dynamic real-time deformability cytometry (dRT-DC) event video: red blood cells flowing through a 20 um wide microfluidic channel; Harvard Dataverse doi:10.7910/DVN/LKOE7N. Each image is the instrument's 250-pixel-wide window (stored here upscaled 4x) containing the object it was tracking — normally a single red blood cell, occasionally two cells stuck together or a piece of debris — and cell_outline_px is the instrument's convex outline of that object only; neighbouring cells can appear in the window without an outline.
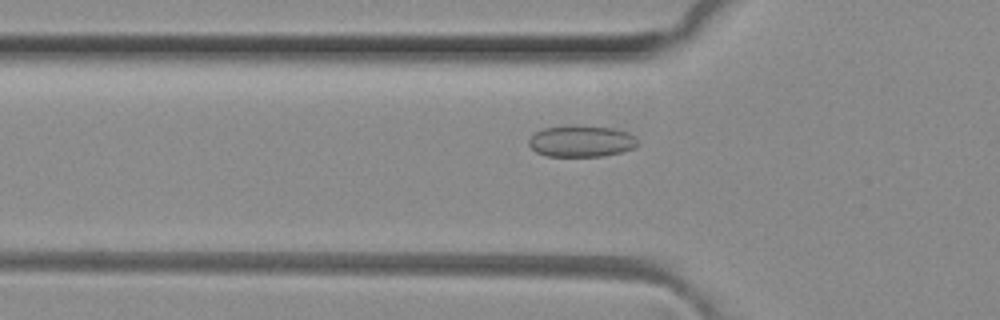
{"species": "common noctule bat (a hibernating species)", "species_latin": "Nyctalus noctula", "temperature_condition": "room temperature", "stored_images_in_passage": 33, "camera_frame_rate_fps": 3000, "um_per_image_px": 0.085, "animal": {"sex": "female", "body_mass_g": 29.2, "forearm_length_mm": 56.3}, "frame": {"image": 1, "passage_image": 6, "time_ms": 1.667, "image_size_px": [1000, 320], "cell_outline_px": [[640, 144], [636, 148], [604, 156], [548, 156], [536, 152], [528, 144], [528, 140], [536, 132], [544, 128], [612, 128], [628, 132], [636, 136], [640, 140]], "centroid_in_image_um": [49.49, 12.05], "position_along_channel_um": 76.3, "area_um2": 19.36}}
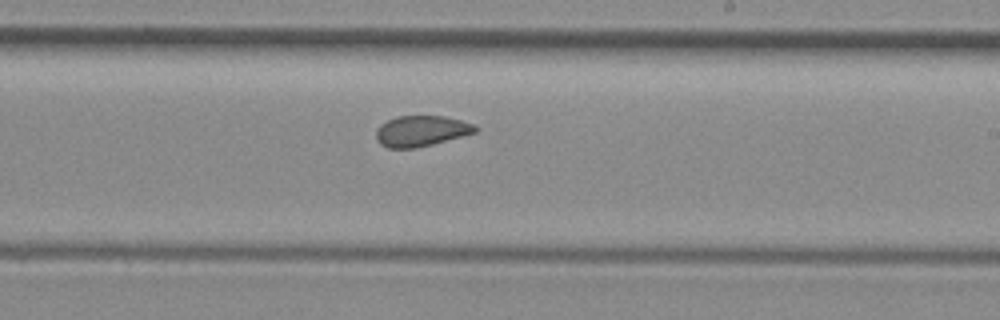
{"frame": {"image": 2, "passage_image": 19, "time_ms": 6.0, "image_size_px": [1000, 320], "cell_outline_px": [[480, 128], [476, 132], [432, 144], [416, 148], [388, 148], [380, 144], [376, 140], [376, 128], [380, 124], [396, 116], [444, 116], [460, 120], [472, 124]], "centroid_in_image_um": [35.76, 11.13], "position_along_channel_um": 253.2, "area_um2": 17.74}}
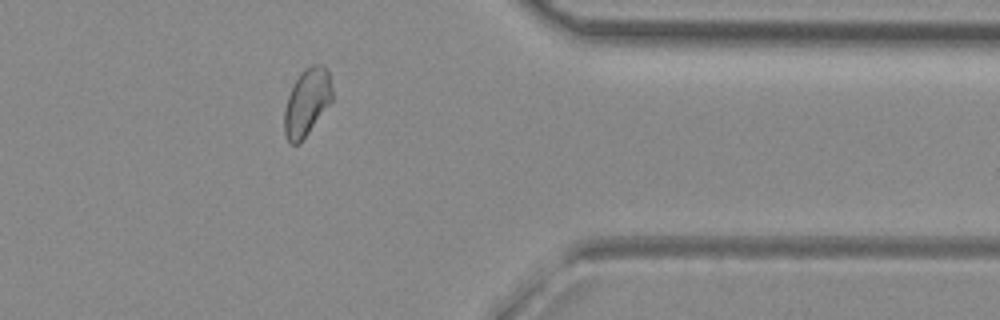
{"frame": {"image": 3, "passage_image": 30, "time_ms": 9.667, "image_size_px": [1000, 320], "cell_outline_px": [[332, 100], [308, 132], [296, 144], [292, 144], [288, 140], [284, 132], [284, 112], [288, 96], [292, 84], [300, 72], [304, 68], [312, 64], [320, 64], [328, 68], [332, 88]], "centroid_in_image_um": [26.08, 8.61], "position_along_channel_um": 385.3, "area_um2": 18.55}, "authors_computed_cell_mechanics": {"area_um2": 18.5538, "velocity_mm_per_s": 4.083, "shape_relaxation_time_tau1_ms": null, "shape_relaxation_time_tau2_ms": 1.4745, "deformation_change_tau1": null, "deformation_change_tau2": 0.0572}}